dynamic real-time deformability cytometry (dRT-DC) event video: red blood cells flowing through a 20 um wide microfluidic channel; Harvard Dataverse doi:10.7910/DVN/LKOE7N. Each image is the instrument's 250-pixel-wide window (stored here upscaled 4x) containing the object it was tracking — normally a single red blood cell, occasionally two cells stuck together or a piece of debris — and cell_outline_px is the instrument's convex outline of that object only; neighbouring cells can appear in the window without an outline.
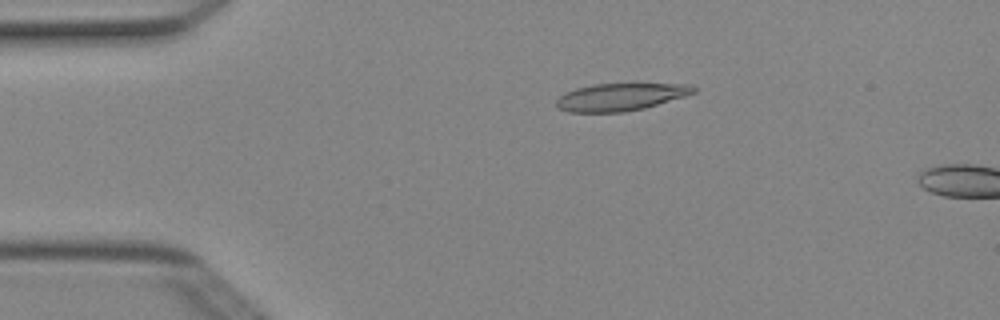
{"species": "Egyptian fruit bat (a non-hibernating species)", "species_latin": "Rousettus aegyptiacus", "temperature_condition": "cold", "stored_images_in_passage": 4, "camera_frame_rate_fps": 3000, "um_per_image_px": 0.085, "animal": {"sex": "female"}, "frame": {"image": 1, "passage_image": 3, "time_ms": 0.667, "image_size_px": [1000, 320], "cell_outline_px": [[696, 92], [684, 96], [644, 108], [624, 112], [568, 112], [556, 108], [556, 100], [564, 92], [576, 88], [592, 84], [636, 80], [688, 84], [696, 88]], "centroid_in_image_um": [52.78, 8.17], "position_along_channel_um": 32.2, "area_um2": 23.24}}